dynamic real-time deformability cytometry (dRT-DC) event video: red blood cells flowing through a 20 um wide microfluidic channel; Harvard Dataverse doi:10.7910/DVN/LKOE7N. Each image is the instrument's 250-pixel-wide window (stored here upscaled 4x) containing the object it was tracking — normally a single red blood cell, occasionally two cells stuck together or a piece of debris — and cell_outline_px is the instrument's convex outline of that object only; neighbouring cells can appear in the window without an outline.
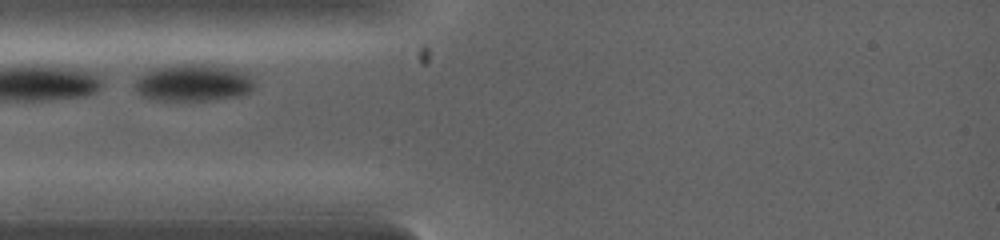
{"species": "common noctule bat (a hibernating species)", "species_latin": "Nyctalus noctula", "temperature_condition": "warm", "stored_images_in_passage": 5, "camera_frame_rate_fps": 5000, "um_per_image_px": 0.085, "animal": {"sex": "female", "body_mass_g": 19.0, "forearm_length_mm": 53.3}, "frame": {"image": 1, "passage_image": 3, "time_ms": 0.2, "image_size_px": [1000, 240], "cell_outline_px": [[252, 88], [248, 92], [240, 96], [212, 100], [156, 100], [140, 96], [136, 92], [132, 84], [144, 72], [156, 68], [184, 64], [204, 64], [236, 68], [252, 76]], "centroid_in_image_um": [16.4, 7.04], "position_along_channel_um": 68.6, "area_um2": 25.89}}